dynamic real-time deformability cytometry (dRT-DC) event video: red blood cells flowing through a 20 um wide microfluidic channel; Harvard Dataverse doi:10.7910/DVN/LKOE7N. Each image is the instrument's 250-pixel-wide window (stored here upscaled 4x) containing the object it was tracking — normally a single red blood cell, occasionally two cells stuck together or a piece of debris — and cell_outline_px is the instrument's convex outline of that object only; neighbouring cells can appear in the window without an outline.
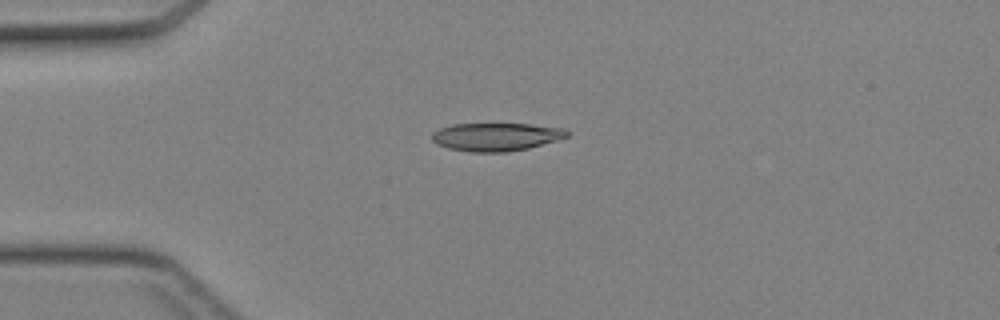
{"species": "Egyptian fruit bat (a non-hibernating species)", "species_latin": "Rousettus aegyptiacus", "temperature_condition": "cold", "stored_images_in_passage": 34, "camera_frame_rate_fps": 3000, "um_per_image_px": 0.085, "animal": {"sex": "female"}, "frame": {"image": 1, "passage_image": 1, "time_ms": 0.0, "image_size_px": [1000, 320], "cell_outline_px": [[572, 132], [568, 136], [556, 140], [528, 148], [504, 152], [468, 152], [448, 148], [436, 144], [432, 140], [432, 132], [440, 128], [452, 124], [528, 124], [564, 128]], "centroid_in_image_um": [42.15, 11.63], "position_along_channel_um": 42.8, "area_um2": 22.14}}
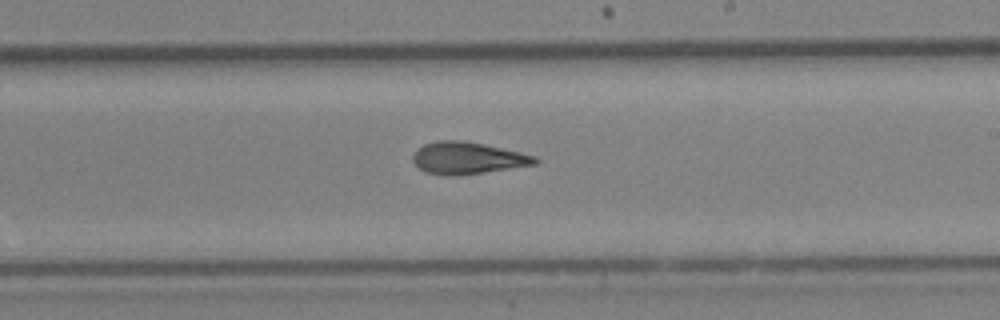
{"frame": {"image": 2, "passage_image": 16, "time_ms": 5.0, "image_size_px": [1000, 320], "cell_outline_px": [[540, 160], [536, 164], [484, 172], [448, 176], [444, 176], [424, 172], [412, 160], [412, 156], [416, 148], [424, 144], [436, 140], [460, 140], [484, 144], [520, 152], [536, 156]], "centroid_in_image_um": [39.71, 13.43], "position_along_channel_um": 249.3, "area_um2": 22.77}}
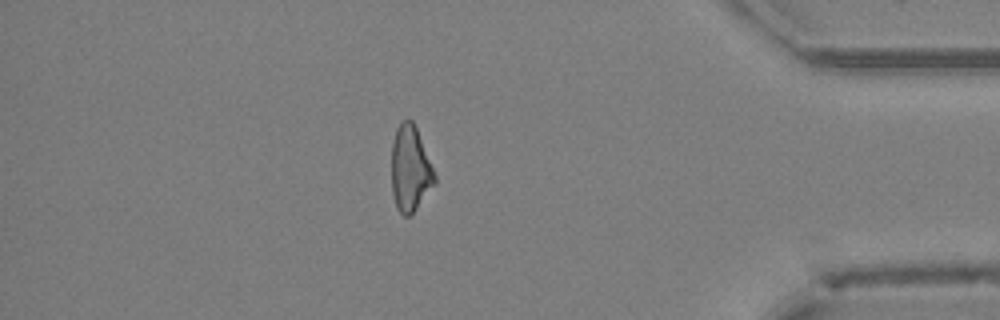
{"frame": {"image": 3, "passage_image": 28, "time_ms": 9.0, "image_size_px": [1000, 320], "cell_outline_px": [[436, 184], [416, 208], [408, 216], [404, 216], [396, 208], [392, 192], [392, 144], [396, 128], [404, 120], [412, 120], [416, 128], [436, 176]], "centroid_in_image_um": [34.86, 14.37], "position_along_channel_um": 400.3, "area_um2": 21.27}}